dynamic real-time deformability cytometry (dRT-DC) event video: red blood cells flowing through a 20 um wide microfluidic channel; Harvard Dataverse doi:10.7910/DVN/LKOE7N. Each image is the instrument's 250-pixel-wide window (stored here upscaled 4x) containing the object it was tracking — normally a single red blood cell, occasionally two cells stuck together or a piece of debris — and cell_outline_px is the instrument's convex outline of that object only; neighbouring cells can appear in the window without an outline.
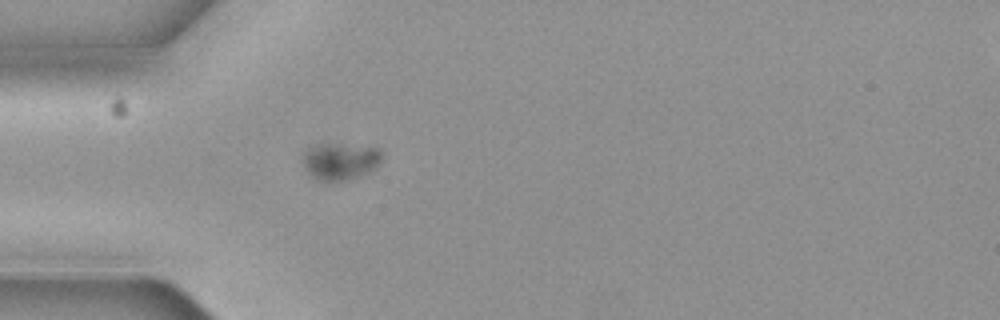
{"species": "common noctule bat (a hibernating species)", "species_latin": "Nyctalus noctula", "temperature_condition": "cold", "stored_images_in_passage": 2, "camera_frame_rate_fps": 3000, "um_per_image_px": 0.085, "animal": {"sex": "female", "body_mass_g": 19.3, "forearm_length_mm": 54.1}, "frame": {"image": 1, "passage_image": 1, "time_ms": 0.0, "image_size_px": [1000, 320], "cell_outline_px": [[380, 160], [376, 168], [368, 172], [344, 180], [320, 180], [312, 176], [308, 172], [304, 164], [304, 152], [308, 148], [316, 144], [340, 144], [376, 148], [380, 152]], "centroid_in_image_um": [28.9, 13.69], "position_along_channel_um": 56.1, "area_um2": 16.42}}